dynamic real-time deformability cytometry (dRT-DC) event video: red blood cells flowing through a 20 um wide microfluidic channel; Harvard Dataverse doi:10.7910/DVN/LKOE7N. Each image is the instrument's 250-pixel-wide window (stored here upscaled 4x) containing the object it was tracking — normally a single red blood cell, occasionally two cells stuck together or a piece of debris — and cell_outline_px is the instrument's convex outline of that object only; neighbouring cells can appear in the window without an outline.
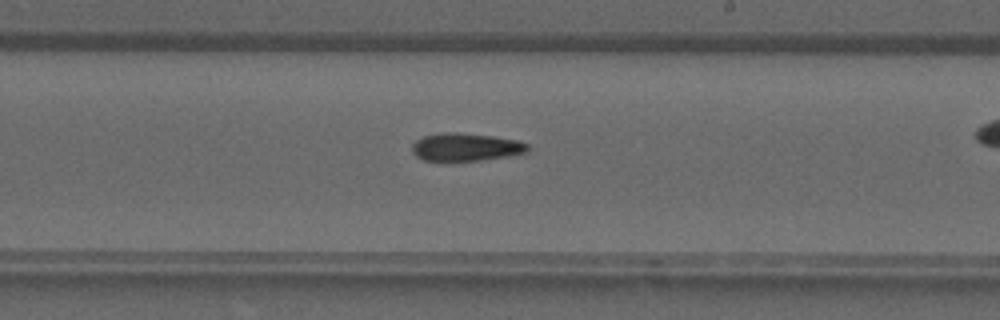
{"species": "common noctule bat (a hibernating species)", "species_latin": "Nyctalus noctula", "temperature_condition": "warm", "stored_images_in_passage": 29, "camera_frame_rate_fps": 3000, "um_per_image_px": 0.085, "animal": {"sex": "male", "forearm_length_mm": 52.5}, "frame": {"image": 1, "passage_image": 21, "time_ms": 6.667, "image_size_px": [1000, 320], "cell_outline_px": [[532, 148], [528, 152], [508, 156], [480, 160], [424, 160], [416, 156], [412, 152], [412, 144], [416, 140], [424, 136], [440, 132], [448, 132], [492, 136], [516, 140], [528, 144]], "centroid_in_image_um": [39.61, 12.5], "position_along_channel_um": 249.4, "area_um2": 18.61}}